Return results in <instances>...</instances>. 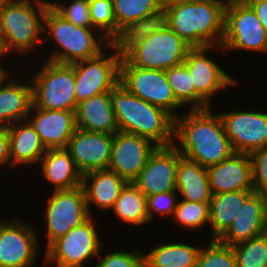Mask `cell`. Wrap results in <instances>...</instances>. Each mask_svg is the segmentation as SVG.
<instances>
[{"label": "cell", "instance_id": "obj_23", "mask_svg": "<svg viewBox=\"0 0 267 267\" xmlns=\"http://www.w3.org/2000/svg\"><path fill=\"white\" fill-rule=\"evenodd\" d=\"M10 168L17 166L35 167L47 149L39 134L28 120L19 121L8 126ZM12 166V167H11Z\"/></svg>", "mask_w": 267, "mask_h": 267}, {"label": "cell", "instance_id": "obj_44", "mask_svg": "<svg viewBox=\"0 0 267 267\" xmlns=\"http://www.w3.org/2000/svg\"><path fill=\"white\" fill-rule=\"evenodd\" d=\"M7 55H9L8 51L6 50V47H5V44H4V40H3V37H2V33L0 32V60L2 58L3 60V57L7 58ZM2 64H4L3 62L1 63L0 61V66H3Z\"/></svg>", "mask_w": 267, "mask_h": 267}, {"label": "cell", "instance_id": "obj_9", "mask_svg": "<svg viewBox=\"0 0 267 267\" xmlns=\"http://www.w3.org/2000/svg\"><path fill=\"white\" fill-rule=\"evenodd\" d=\"M191 48L166 25L132 48L123 58L134 67L165 71L182 64Z\"/></svg>", "mask_w": 267, "mask_h": 267}, {"label": "cell", "instance_id": "obj_5", "mask_svg": "<svg viewBox=\"0 0 267 267\" xmlns=\"http://www.w3.org/2000/svg\"><path fill=\"white\" fill-rule=\"evenodd\" d=\"M50 0H3L0 5V32L11 55L26 56L44 43V16Z\"/></svg>", "mask_w": 267, "mask_h": 267}, {"label": "cell", "instance_id": "obj_19", "mask_svg": "<svg viewBox=\"0 0 267 267\" xmlns=\"http://www.w3.org/2000/svg\"><path fill=\"white\" fill-rule=\"evenodd\" d=\"M267 232V196L253 192L244 202L234 222L217 239L234 246Z\"/></svg>", "mask_w": 267, "mask_h": 267}, {"label": "cell", "instance_id": "obj_17", "mask_svg": "<svg viewBox=\"0 0 267 267\" xmlns=\"http://www.w3.org/2000/svg\"><path fill=\"white\" fill-rule=\"evenodd\" d=\"M177 168L178 149L174 145L158 146L133 183L146 197L177 191Z\"/></svg>", "mask_w": 267, "mask_h": 267}, {"label": "cell", "instance_id": "obj_16", "mask_svg": "<svg viewBox=\"0 0 267 267\" xmlns=\"http://www.w3.org/2000/svg\"><path fill=\"white\" fill-rule=\"evenodd\" d=\"M158 146L150 139L118 131L113 135L108 169L133 182Z\"/></svg>", "mask_w": 267, "mask_h": 267}, {"label": "cell", "instance_id": "obj_18", "mask_svg": "<svg viewBox=\"0 0 267 267\" xmlns=\"http://www.w3.org/2000/svg\"><path fill=\"white\" fill-rule=\"evenodd\" d=\"M113 135L76 129L65 148L82 174L108 169Z\"/></svg>", "mask_w": 267, "mask_h": 267}, {"label": "cell", "instance_id": "obj_29", "mask_svg": "<svg viewBox=\"0 0 267 267\" xmlns=\"http://www.w3.org/2000/svg\"><path fill=\"white\" fill-rule=\"evenodd\" d=\"M201 247L182 242H162L144 254V267H195Z\"/></svg>", "mask_w": 267, "mask_h": 267}, {"label": "cell", "instance_id": "obj_2", "mask_svg": "<svg viewBox=\"0 0 267 267\" xmlns=\"http://www.w3.org/2000/svg\"><path fill=\"white\" fill-rule=\"evenodd\" d=\"M167 26L192 48L221 46L225 7L221 0H183L164 4Z\"/></svg>", "mask_w": 267, "mask_h": 267}, {"label": "cell", "instance_id": "obj_12", "mask_svg": "<svg viewBox=\"0 0 267 267\" xmlns=\"http://www.w3.org/2000/svg\"><path fill=\"white\" fill-rule=\"evenodd\" d=\"M52 193L46 199L47 205L42 211L43 218L47 222L46 249L56 239L91 217L81 186L72 190L53 191Z\"/></svg>", "mask_w": 267, "mask_h": 267}, {"label": "cell", "instance_id": "obj_46", "mask_svg": "<svg viewBox=\"0 0 267 267\" xmlns=\"http://www.w3.org/2000/svg\"><path fill=\"white\" fill-rule=\"evenodd\" d=\"M222 2H224L225 4H229V3H236V2H247L248 0H221Z\"/></svg>", "mask_w": 267, "mask_h": 267}, {"label": "cell", "instance_id": "obj_21", "mask_svg": "<svg viewBox=\"0 0 267 267\" xmlns=\"http://www.w3.org/2000/svg\"><path fill=\"white\" fill-rule=\"evenodd\" d=\"M212 194L254 190L249 153L234 152L218 164L207 167Z\"/></svg>", "mask_w": 267, "mask_h": 267}, {"label": "cell", "instance_id": "obj_10", "mask_svg": "<svg viewBox=\"0 0 267 267\" xmlns=\"http://www.w3.org/2000/svg\"><path fill=\"white\" fill-rule=\"evenodd\" d=\"M121 59L110 44L98 56L72 63L77 104L92 96L110 92L119 83Z\"/></svg>", "mask_w": 267, "mask_h": 267}, {"label": "cell", "instance_id": "obj_38", "mask_svg": "<svg viewBox=\"0 0 267 267\" xmlns=\"http://www.w3.org/2000/svg\"><path fill=\"white\" fill-rule=\"evenodd\" d=\"M50 5L76 26L92 27L89 0H58L57 2L50 0Z\"/></svg>", "mask_w": 267, "mask_h": 267}, {"label": "cell", "instance_id": "obj_14", "mask_svg": "<svg viewBox=\"0 0 267 267\" xmlns=\"http://www.w3.org/2000/svg\"><path fill=\"white\" fill-rule=\"evenodd\" d=\"M213 48L221 50L222 53L225 52L222 46L194 47L188 51L183 62L189 71L196 92L210 106L215 95H219L228 87L238 85V79L228 74L213 58H208L206 54Z\"/></svg>", "mask_w": 267, "mask_h": 267}, {"label": "cell", "instance_id": "obj_6", "mask_svg": "<svg viewBox=\"0 0 267 267\" xmlns=\"http://www.w3.org/2000/svg\"><path fill=\"white\" fill-rule=\"evenodd\" d=\"M35 73L31 84L33 105L36 108L76 111L78 104L72 64L45 60Z\"/></svg>", "mask_w": 267, "mask_h": 267}, {"label": "cell", "instance_id": "obj_22", "mask_svg": "<svg viewBox=\"0 0 267 267\" xmlns=\"http://www.w3.org/2000/svg\"><path fill=\"white\" fill-rule=\"evenodd\" d=\"M127 181L110 169L87 172L82 175L81 187L85 194L87 208L91 216L94 205L103 213L111 211Z\"/></svg>", "mask_w": 267, "mask_h": 267}, {"label": "cell", "instance_id": "obj_37", "mask_svg": "<svg viewBox=\"0 0 267 267\" xmlns=\"http://www.w3.org/2000/svg\"><path fill=\"white\" fill-rule=\"evenodd\" d=\"M92 27L110 42L116 38V20L112 0H89Z\"/></svg>", "mask_w": 267, "mask_h": 267}, {"label": "cell", "instance_id": "obj_47", "mask_svg": "<svg viewBox=\"0 0 267 267\" xmlns=\"http://www.w3.org/2000/svg\"><path fill=\"white\" fill-rule=\"evenodd\" d=\"M163 4H167V3H172V2H176L178 0H162Z\"/></svg>", "mask_w": 267, "mask_h": 267}, {"label": "cell", "instance_id": "obj_35", "mask_svg": "<svg viewBox=\"0 0 267 267\" xmlns=\"http://www.w3.org/2000/svg\"><path fill=\"white\" fill-rule=\"evenodd\" d=\"M237 267H267V232L232 246Z\"/></svg>", "mask_w": 267, "mask_h": 267}, {"label": "cell", "instance_id": "obj_1", "mask_svg": "<svg viewBox=\"0 0 267 267\" xmlns=\"http://www.w3.org/2000/svg\"><path fill=\"white\" fill-rule=\"evenodd\" d=\"M174 146L179 153L203 167L218 164L235 151L223 122L212 108L188 110L175 118Z\"/></svg>", "mask_w": 267, "mask_h": 267}, {"label": "cell", "instance_id": "obj_20", "mask_svg": "<svg viewBox=\"0 0 267 267\" xmlns=\"http://www.w3.org/2000/svg\"><path fill=\"white\" fill-rule=\"evenodd\" d=\"M27 120L46 149H65L77 129L75 111L41 109L32 104Z\"/></svg>", "mask_w": 267, "mask_h": 267}, {"label": "cell", "instance_id": "obj_31", "mask_svg": "<svg viewBox=\"0 0 267 267\" xmlns=\"http://www.w3.org/2000/svg\"><path fill=\"white\" fill-rule=\"evenodd\" d=\"M121 223L142 226L149 223L146 196L133 182H127L122 188L111 210Z\"/></svg>", "mask_w": 267, "mask_h": 267}, {"label": "cell", "instance_id": "obj_7", "mask_svg": "<svg viewBox=\"0 0 267 267\" xmlns=\"http://www.w3.org/2000/svg\"><path fill=\"white\" fill-rule=\"evenodd\" d=\"M94 219L91 216L56 239L45 249L43 264H52L55 267H85L92 258L97 259L104 245Z\"/></svg>", "mask_w": 267, "mask_h": 267}, {"label": "cell", "instance_id": "obj_27", "mask_svg": "<svg viewBox=\"0 0 267 267\" xmlns=\"http://www.w3.org/2000/svg\"><path fill=\"white\" fill-rule=\"evenodd\" d=\"M176 181L180 199L198 203L210 202L212 193L207 168L183 157L179 151Z\"/></svg>", "mask_w": 267, "mask_h": 267}, {"label": "cell", "instance_id": "obj_41", "mask_svg": "<svg viewBox=\"0 0 267 267\" xmlns=\"http://www.w3.org/2000/svg\"><path fill=\"white\" fill-rule=\"evenodd\" d=\"M254 192L267 196V146L249 153Z\"/></svg>", "mask_w": 267, "mask_h": 267}, {"label": "cell", "instance_id": "obj_4", "mask_svg": "<svg viewBox=\"0 0 267 267\" xmlns=\"http://www.w3.org/2000/svg\"><path fill=\"white\" fill-rule=\"evenodd\" d=\"M43 39H52L55 48L49 61L72 64L98 56L111 42L93 27L76 26L60 15L50 4L44 16ZM47 34V35H46ZM46 36V37H45Z\"/></svg>", "mask_w": 267, "mask_h": 267}, {"label": "cell", "instance_id": "obj_45", "mask_svg": "<svg viewBox=\"0 0 267 267\" xmlns=\"http://www.w3.org/2000/svg\"><path fill=\"white\" fill-rule=\"evenodd\" d=\"M8 72L10 71H7V69L5 70L3 66H0V83L9 74Z\"/></svg>", "mask_w": 267, "mask_h": 267}, {"label": "cell", "instance_id": "obj_24", "mask_svg": "<svg viewBox=\"0 0 267 267\" xmlns=\"http://www.w3.org/2000/svg\"><path fill=\"white\" fill-rule=\"evenodd\" d=\"M10 73L0 83V126L27 120L33 104L31 81H17Z\"/></svg>", "mask_w": 267, "mask_h": 267}, {"label": "cell", "instance_id": "obj_28", "mask_svg": "<svg viewBox=\"0 0 267 267\" xmlns=\"http://www.w3.org/2000/svg\"><path fill=\"white\" fill-rule=\"evenodd\" d=\"M254 190L230 191L220 194H212L210 200V224L212 237L217 240L227 228L234 222L245 200Z\"/></svg>", "mask_w": 267, "mask_h": 267}, {"label": "cell", "instance_id": "obj_36", "mask_svg": "<svg viewBox=\"0 0 267 267\" xmlns=\"http://www.w3.org/2000/svg\"><path fill=\"white\" fill-rule=\"evenodd\" d=\"M208 246H201L195 267H237V260L232 246L207 241Z\"/></svg>", "mask_w": 267, "mask_h": 267}, {"label": "cell", "instance_id": "obj_15", "mask_svg": "<svg viewBox=\"0 0 267 267\" xmlns=\"http://www.w3.org/2000/svg\"><path fill=\"white\" fill-rule=\"evenodd\" d=\"M262 110L232 109L218 113L235 152L250 153L267 146V110Z\"/></svg>", "mask_w": 267, "mask_h": 267}, {"label": "cell", "instance_id": "obj_30", "mask_svg": "<svg viewBox=\"0 0 267 267\" xmlns=\"http://www.w3.org/2000/svg\"><path fill=\"white\" fill-rule=\"evenodd\" d=\"M166 25V13L163 7L155 13L129 23L111 44L115 47L117 54L123 58L132 48L162 30Z\"/></svg>", "mask_w": 267, "mask_h": 267}, {"label": "cell", "instance_id": "obj_3", "mask_svg": "<svg viewBox=\"0 0 267 267\" xmlns=\"http://www.w3.org/2000/svg\"><path fill=\"white\" fill-rule=\"evenodd\" d=\"M118 131L150 139L157 146L175 143V118L166 110L131 94L118 83L111 91Z\"/></svg>", "mask_w": 267, "mask_h": 267}, {"label": "cell", "instance_id": "obj_39", "mask_svg": "<svg viewBox=\"0 0 267 267\" xmlns=\"http://www.w3.org/2000/svg\"><path fill=\"white\" fill-rule=\"evenodd\" d=\"M103 247L98 256L95 267H144V254L137 247L130 251L123 249L106 252L102 255Z\"/></svg>", "mask_w": 267, "mask_h": 267}, {"label": "cell", "instance_id": "obj_43", "mask_svg": "<svg viewBox=\"0 0 267 267\" xmlns=\"http://www.w3.org/2000/svg\"><path fill=\"white\" fill-rule=\"evenodd\" d=\"M247 3L255 11L267 32V0H248Z\"/></svg>", "mask_w": 267, "mask_h": 267}, {"label": "cell", "instance_id": "obj_42", "mask_svg": "<svg viewBox=\"0 0 267 267\" xmlns=\"http://www.w3.org/2000/svg\"><path fill=\"white\" fill-rule=\"evenodd\" d=\"M10 165L8 126H0V168Z\"/></svg>", "mask_w": 267, "mask_h": 267}, {"label": "cell", "instance_id": "obj_11", "mask_svg": "<svg viewBox=\"0 0 267 267\" xmlns=\"http://www.w3.org/2000/svg\"><path fill=\"white\" fill-rule=\"evenodd\" d=\"M131 94L158 106L174 118L183 106L176 100L164 70L144 69L130 65L124 58L120 63V80Z\"/></svg>", "mask_w": 267, "mask_h": 267}, {"label": "cell", "instance_id": "obj_34", "mask_svg": "<svg viewBox=\"0 0 267 267\" xmlns=\"http://www.w3.org/2000/svg\"><path fill=\"white\" fill-rule=\"evenodd\" d=\"M172 219L186 229L203 228L210 224V202L198 203L178 200Z\"/></svg>", "mask_w": 267, "mask_h": 267}, {"label": "cell", "instance_id": "obj_25", "mask_svg": "<svg viewBox=\"0 0 267 267\" xmlns=\"http://www.w3.org/2000/svg\"><path fill=\"white\" fill-rule=\"evenodd\" d=\"M77 129L114 135L118 132L110 92L80 102L75 111Z\"/></svg>", "mask_w": 267, "mask_h": 267}, {"label": "cell", "instance_id": "obj_33", "mask_svg": "<svg viewBox=\"0 0 267 267\" xmlns=\"http://www.w3.org/2000/svg\"><path fill=\"white\" fill-rule=\"evenodd\" d=\"M116 20V37L129 23L161 10L162 0H112Z\"/></svg>", "mask_w": 267, "mask_h": 267}, {"label": "cell", "instance_id": "obj_40", "mask_svg": "<svg viewBox=\"0 0 267 267\" xmlns=\"http://www.w3.org/2000/svg\"><path fill=\"white\" fill-rule=\"evenodd\" d=\"M177 191L163 192L146 197L147 199V211L149 217V223H151L156 215L159 216H173L174 209L177 205ZM154 218V219H153Z\"/></svg>", "mask_w": 267, "mask_h": 267}, {"label": "cell", "instance_id": "obj_13", "mask_svg": "<svg viewBox=\"0 0 267 267\" xmlns=\"http://www.w3.org/2000/svg\"><path fill=\"white\" fill-rule=\"evenodd\" d=\"M37 234L20 219H0V267H34L42 250Z\"/></svg>", "mask_w": 267, "mask_h": 267}, {"label": "cell", "instance_id": "obj_26", "mask_svg": "<svg viewBox=\"0 0 267 267\" xmlns=\"http://www.w3.org/2000/svg\"><path fill=\"white\" fill-rule=\"evenodd\" d=\"M40 174L53 191L72 190L81 186L82 173L66 149H47L39 160Z\"/></svg>", "mask_w": 267, "mask_h": 267}, {"label": "cell", "instance_id": "obj_8", "mask_svg": "<svg viewBox=\"0 0 267 267\" xmlns=\"http://www.w3.org/2000/svg\"><path fill=\"white\" fill-rule=\"evenodd\" d=\"M223 54L230 51H251L267 56V32L247 2L226 4Z\"/></svg>", "mask_w": 267, "mask_h": 267}, {"label": "cell", "instance_id": "obj_32", "mask_svg": "<svg viewBox=\"0 0 267 267\" xmlns=\"http://www.w3.org/2000/svg\"><path fill=\"white\" fill-rule=\"evenodd\" d=\"M166 78L170 84L176 100L190 110L208 109L210 106L195 90V85L184 63L165 70Z\"/></svg>", "mask_w": 267, "mask_h": 267}]
</instances>
